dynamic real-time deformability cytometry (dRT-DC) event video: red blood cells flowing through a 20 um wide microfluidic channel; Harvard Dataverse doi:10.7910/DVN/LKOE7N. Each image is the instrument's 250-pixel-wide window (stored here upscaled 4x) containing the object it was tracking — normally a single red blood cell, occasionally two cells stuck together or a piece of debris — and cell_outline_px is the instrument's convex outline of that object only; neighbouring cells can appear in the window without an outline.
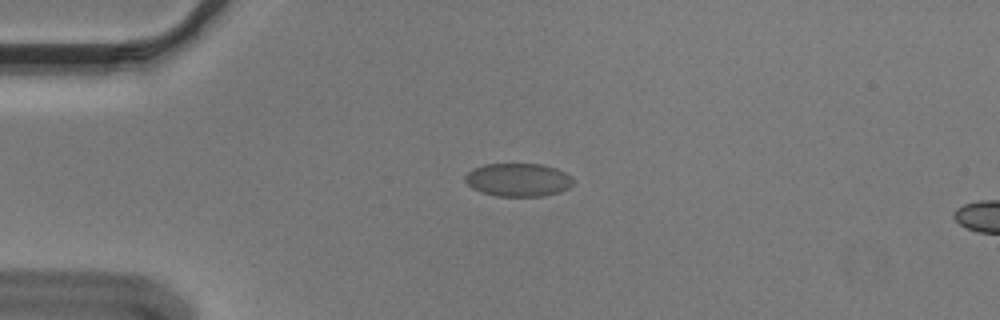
{"species": "Egyptian fruit bat (a non-hibernating species)", "species_latin": "Rousettus aegyptiacus", "temperature_condition": "cold", "stored_images_in_passage": 10, "camera_frame_rate_fps": 3000, "um_per_image_px": 0.085, "animal": {"sex": "male"}, "frame": {"image": 1, "passage_image": 6, "time_ms": 1.667, "image_size_px": [1000, 320], "cell_outline_px": [[576, 180], [568, 188], [560, 192], [544, 196], [496, 196], [480, 192], [472, 188], [464, 180], [464, 176], [472, 168], [484, 164], [540, 164], [556, 168], [572, 176]], "centroid_in_image_um": [44.04, 15.29], "position_along_channel_um": 41.0, "area_um2": 21.15}}